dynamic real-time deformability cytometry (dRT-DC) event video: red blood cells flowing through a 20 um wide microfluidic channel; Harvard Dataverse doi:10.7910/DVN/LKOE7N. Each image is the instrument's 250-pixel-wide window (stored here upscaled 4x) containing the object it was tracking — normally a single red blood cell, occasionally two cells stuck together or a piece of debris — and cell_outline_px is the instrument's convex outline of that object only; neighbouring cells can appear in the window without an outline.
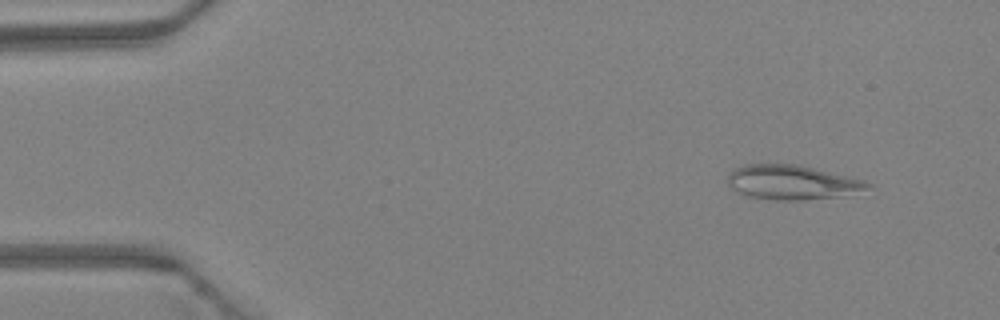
{"species": "Egyptian fruit bat (a non-hibernating species)", "species_latin": "Rousettus aegyptiacus", "temperature_condition": "warm", "stored_images_in_passage": 12, "camera_frame_rate_fps": 3000, "um_per_image_px": 0.085, "animal": {"sex": "female"}, "frame": {"image": 1, "passage_image": 4, "time_ms": 1.0, "image_size_px": [1000, 320], "cell_outline_px": [[872, 188], [840, 196], [804, 200], [776, 200], [748, 196], [732, 188], [728, 184], [728, 172], [744, 164], [796, 164], [864, 180], [872, 184]], "centroid_in_image_um": [67.32, 15.5], "position_along_channel_um": 17.7, "area_um2": 27.92}}